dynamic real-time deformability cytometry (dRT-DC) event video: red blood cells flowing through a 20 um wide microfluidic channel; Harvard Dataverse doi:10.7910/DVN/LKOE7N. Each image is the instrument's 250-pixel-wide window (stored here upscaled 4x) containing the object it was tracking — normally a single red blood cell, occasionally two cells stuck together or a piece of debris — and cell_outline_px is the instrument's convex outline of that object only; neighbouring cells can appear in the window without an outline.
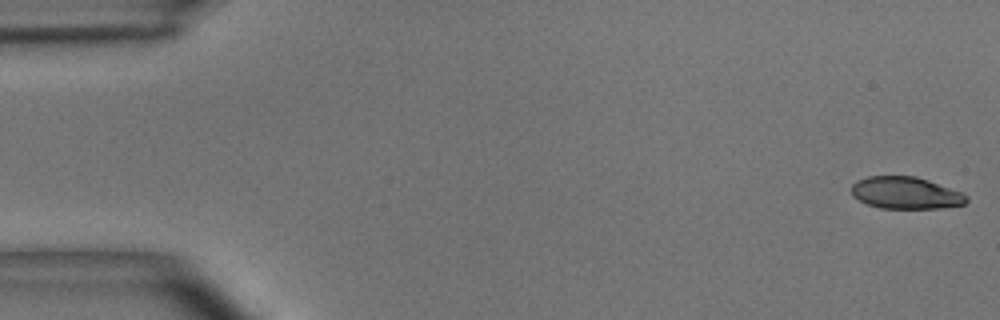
{"species": "common noctule bat (a hibernating species)", "species_latin": "Nyctalus noctula", "temperature_condition": "room temperature", "stored_images_in_passage": 54, "camera_frame_rate_fps": 3000, "um_per_image_px": 0.085, "animal": {"sex": "male", "body_mass_g": 15.6}, "frame": {"image": 1, "passage_image": 1, "time_ms": 0.0, "image_size_px": [1000, 320], "cell_outline_px": [[968, 200], [964, 204], [944, 208], [880, 208], [868, 204], [852, 196], [852, 184], [856, 180], [868, 176], [916, 176], [964, 192], [968, 196]], "centroid_in_image_um": [77.01, 16.39], "position_along_channel_um": 8.0, "area_um2": 21.62}}
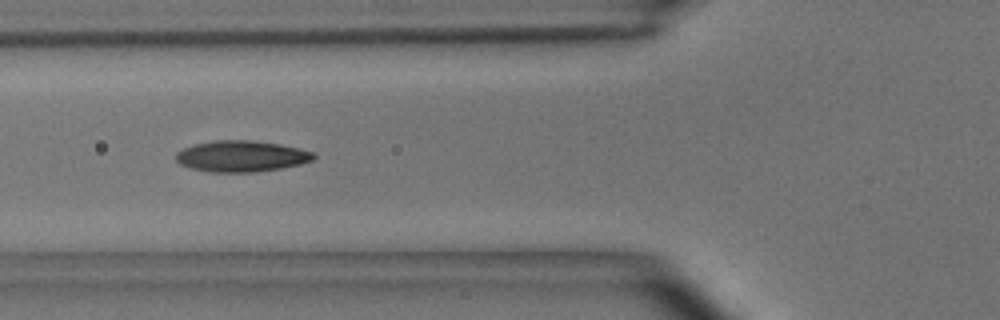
{"frame": {"image": 2, "passage_image": 20, "time_ms": 6.333, "image_size_px": [1000, 320], "cell_outline_px": [[316, 156], [312, 160], [300, 164], [280, 168], [256, 172], [212, 172], [192, 168], [180, 164], [176, 160], [176, 152], [184, 148], [196, 144], [216, 140], [252, 140], [280, 144], [312, 152]], "centroid_in_image_um": [20.51, 13.28], "position_along_channel_um": 105.3, "area_um2": 24.74}}
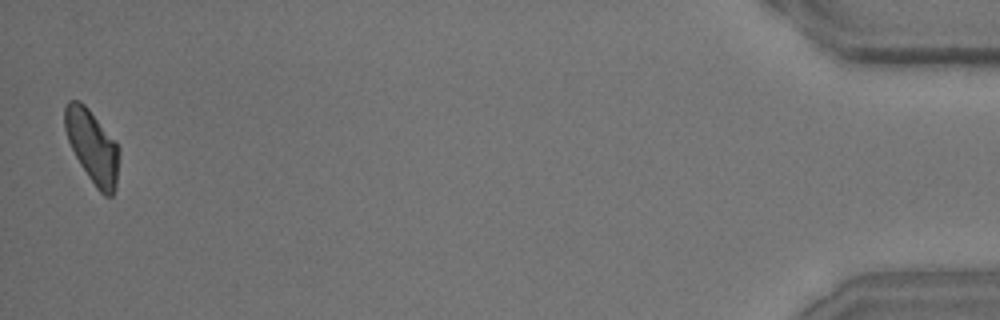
{"frame": {"image": 3, "passage_image": 54, "time_ms": 17.667, "image_size_px": [1000, 320], "cell_outline_px": [[120, 152], [116, 188], [112, 196], [104, 196], [96, 188], [80, 164], [68, 140], [64, 128], [64, 108], [68, 100], [80, 100], [88, 108], [116, 140], [120, 148]], "centroid_in_image_um": [7.87, 12.44], "position_along_channel_um": 427.3, "area_um2": 23.35}, "authors_computed_cell_mechanics": {"area_um2": 23.3223, "velocity_mm_per_s": 3.6377, "shape_relaxation_time_tau1_ms": 5.2576, "shape_relaxation_time_tau2_ms": 2.583, "deformation_change_tau1": 0.1588, "deformation_change_tau2": 0.0839}}